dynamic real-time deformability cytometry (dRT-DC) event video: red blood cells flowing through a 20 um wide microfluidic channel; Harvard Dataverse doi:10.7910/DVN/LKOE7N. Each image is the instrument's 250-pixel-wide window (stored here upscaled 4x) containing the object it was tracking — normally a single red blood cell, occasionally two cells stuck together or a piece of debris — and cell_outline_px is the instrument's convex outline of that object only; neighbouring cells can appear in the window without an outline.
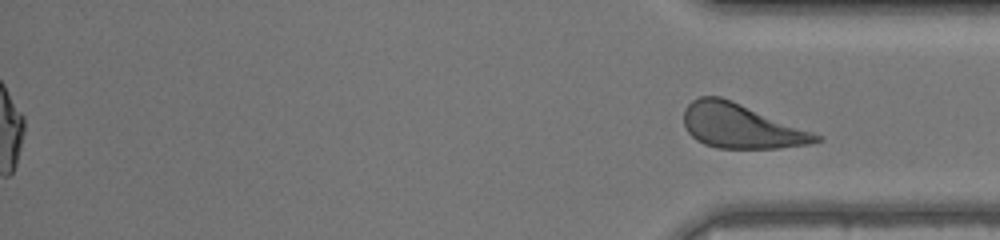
{"species": "human", "species_latin": "Homo sapiens", "temperature_condition": "room temperature", "stored_images_in_passage": 50, "segment_of_instrument_passage": [2, 2], "camera_frame_rate_fps": 3000, "um_per_image_px": 0.085, "donor": {"sex": "male"}, "frame": {"image": 1, "passage_image": 50, "time_ms": 16.333, "image_size_px": [1000, 240], "cell_outline_px": [[824, 140], [808, 144], [780, 148], [716, 148], [704, 144], [696, 140], [688, 132], [684, 124], [684, 108], [692, 100], [700, 96], [720, 96], [732, 100], [824, 136]], "centroid_in_image_um": [62.99, 10.72], "position_along_channel_um": 372.2, "area_um2": 34.33}}